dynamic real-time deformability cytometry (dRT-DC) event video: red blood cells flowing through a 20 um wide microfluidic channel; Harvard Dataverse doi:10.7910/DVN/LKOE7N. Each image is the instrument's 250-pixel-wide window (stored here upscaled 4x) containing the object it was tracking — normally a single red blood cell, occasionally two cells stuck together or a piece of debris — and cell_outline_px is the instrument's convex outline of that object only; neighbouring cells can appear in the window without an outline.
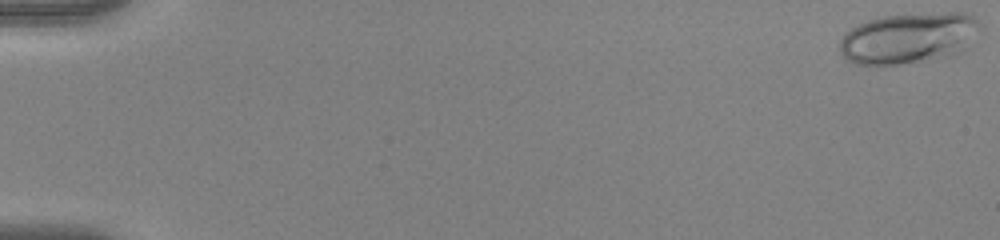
{"species": "human", "species_latin": "Homo sapiens", "temperature_condition": "warm", "stored_images_in_passage": 53, "camera_frame_rate_fps": 3000, "um_per_image_px": 0.085, "donor": {"sex": "female"}, "frame": {"image": 1, "passage_image": 1, "time_ms": 0.0, "image_size_px": [1000, 240], "cell_outline_px": [[984, 28], [964, 52], [956, 56], [900, 64], [856, 64], [848, 60], [840, 52], [840, 40], [844, 32], [868, 20], [880, 16], [948, 12], [964, 12], [976, 16]], "centroid_in_image_um": [77.35, 3.23], "position_along_channel_um": 7.6, "area_um2": 42.48}}
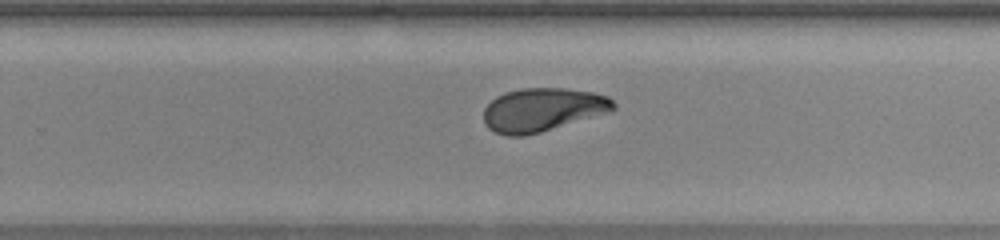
{"frame": {"image": 2, "passage_image": 36, "time_ms": 11.667, "image_size_px": [1000, 240], "cell_outline_px": [[616, 108], [612, 112], [540, 132], [524, 136], [508, 136], [496, 132], [488, 128], [484, 124], [484, 108], [496, 96], [504, 92], [520, 88], [564, 88], [592, 92], [608, 96], [616, 104]], "centroid_in_image_um": [46.13, 9.32], "position_along_channel_um": 283.7, "area_um2": 33.12}}
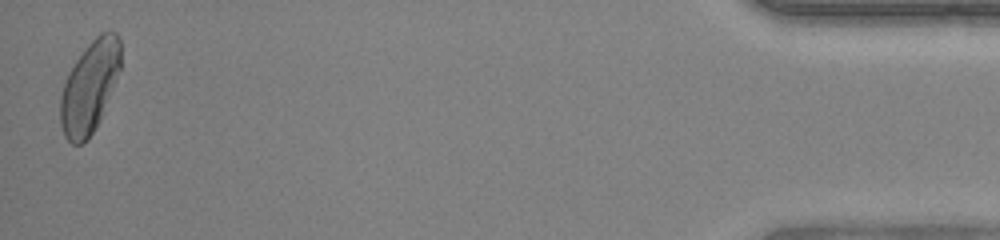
{"frame": {"image": 3, "passage_image": 53, "time_ms": 17.333, "image_size_px": [1000, 240], "cell_outline_px": [[120, 68], [100, 120], [88, 140], [84, 144], [72, 144], [64, 136], [60, 124], [60, 96], [68, 72], [76, 60], [88, 44], [100, 32], [116, 32], [120, 40]], "centroid_in_image_um": [7.59, 7.42], "position_along_channel_um": 427.6, "area_um2": 32.08}, "authors_computed_cell_mechanics": {"area_um2": 33.1194, "velocity_mm_per_s": 3.9657, "shape_relaxation_time_tau1_ms": 5.2833, "shape_relaxation_time_tau2_ms": 1.43, "deformation_change_tau1": 0.2104, "deformation_change_tau2": 0.0675}}